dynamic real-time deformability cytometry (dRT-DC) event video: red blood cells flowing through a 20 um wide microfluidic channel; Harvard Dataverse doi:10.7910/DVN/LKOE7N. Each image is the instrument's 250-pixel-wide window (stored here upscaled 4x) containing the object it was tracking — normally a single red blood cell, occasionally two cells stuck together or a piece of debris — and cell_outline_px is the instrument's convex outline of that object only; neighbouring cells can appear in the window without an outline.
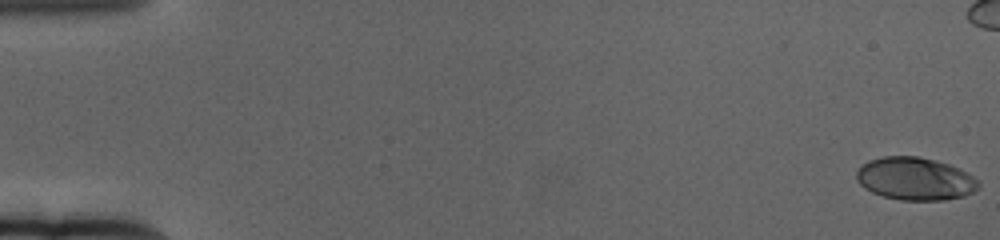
{"species": "human", "species_latin": "Homo sapiens", "temperature_condition": "cold", "stored_images_in_passage": 21, "camera_frame_rate_fps": 3000, "um_per_image_px": 0.085, "donor": {"sex": "female"}, "frame": {"image": 1, "passage_image": 1, "time_ms": 0.0, "image_size_px": [1000, 240], "cell_outline_px": [[980, 188], [964, 196], [944, 200], [900, 200], [884, 196], [872, 192], [864, 188], [856, 180], [856, 172], [868, 160], [884, 156], [916, 156], [936, 160], [960, 168], [980, 180]], "centroid_in_image_um": [77.81, 15.19], "position_along_channel_um": 7.2, "area_um2": 30.58}}